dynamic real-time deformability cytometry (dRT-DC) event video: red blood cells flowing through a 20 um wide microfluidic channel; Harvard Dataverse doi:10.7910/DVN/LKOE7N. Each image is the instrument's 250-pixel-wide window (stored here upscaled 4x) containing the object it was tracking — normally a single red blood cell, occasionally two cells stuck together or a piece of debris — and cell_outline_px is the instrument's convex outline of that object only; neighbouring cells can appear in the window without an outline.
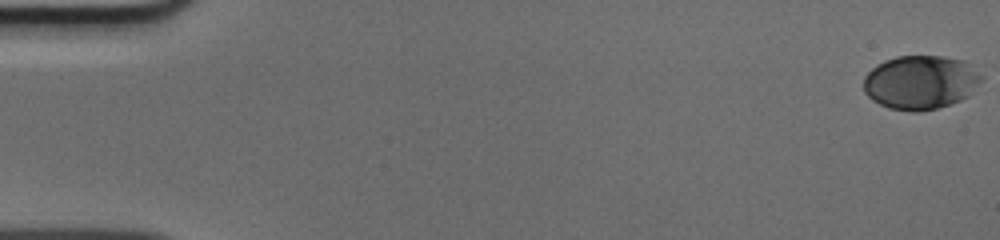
{"species": "human", "species_latin": "Homo sapiens", "temperature_condition": "cold", "stored_images_in_passage": 51, "camera_frame_rate_fps": 3000, "um_per_image_px": 0.085, "donor": {"sex": "male"}, "frame": {"image": 1, "passage_image": 1, "time_ms": 0.0, "image_size_px": [1000, 240], "cell_outline_px": [[984, 76], [968, 96], [952, 104], [936, 108], [916, 112], [912, 112], [888, 108], [872, 100], [864, 92], [864, 76], [876, 64], [884, 60], [896, 56], [944, 56], [964, 60]], "centroid_in_image_um": [78.23, 6.99], "position_along_channel_um": 6.8, "area_um2": 37.22}}
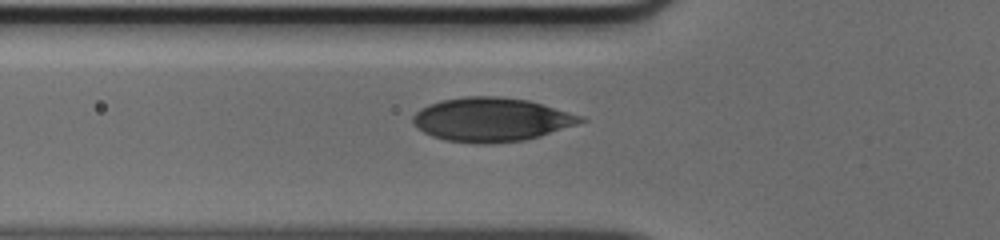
{"frame": {"image": 2, "passage_image": 19, "time_ms": 6.0, "image_size_px": [1000, 240], "cell_outline_px": [[588, 120], [540, 136], [524, 140], [488, 144], [480, 144], [444, 140], [432, 136], [424, 132], [412, 124], [412, 116], [420, 108], [428, 104], [440, 100], [468, 96], [500, 96], [528, 100], [580, 116]], "centroid_in_image_um": [41.7, 10.16], "position_along_channel_um": 84.1, "area_um2": 42.66}}
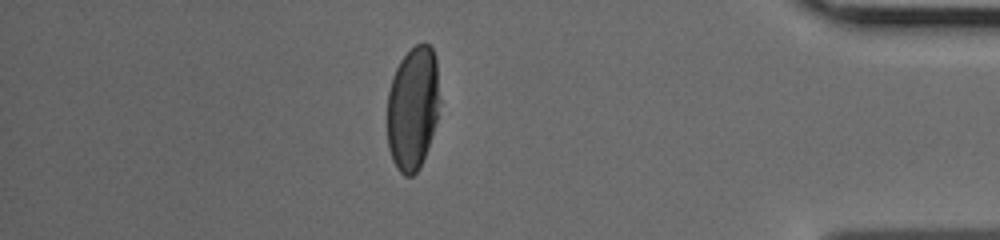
{"frame": {"image": 3, "passage_image": 45, "time_ms": 14.667, "image_size_px": [1000, 240], "cell_outline_px": [[440, 100], [436, 120], [432, 136], [420, 168], [412, 176], [404, 176], [396, 168], [392, 160], [388, 148], [388, 92], [392, 76], [400, 60], [416, 44], [428, 44], [432, 48], [436, 60]], "centroid_in_image_um": [35.08, 9.21], "position_along_channel_um": 400.1, "area_um2": 37.92}}